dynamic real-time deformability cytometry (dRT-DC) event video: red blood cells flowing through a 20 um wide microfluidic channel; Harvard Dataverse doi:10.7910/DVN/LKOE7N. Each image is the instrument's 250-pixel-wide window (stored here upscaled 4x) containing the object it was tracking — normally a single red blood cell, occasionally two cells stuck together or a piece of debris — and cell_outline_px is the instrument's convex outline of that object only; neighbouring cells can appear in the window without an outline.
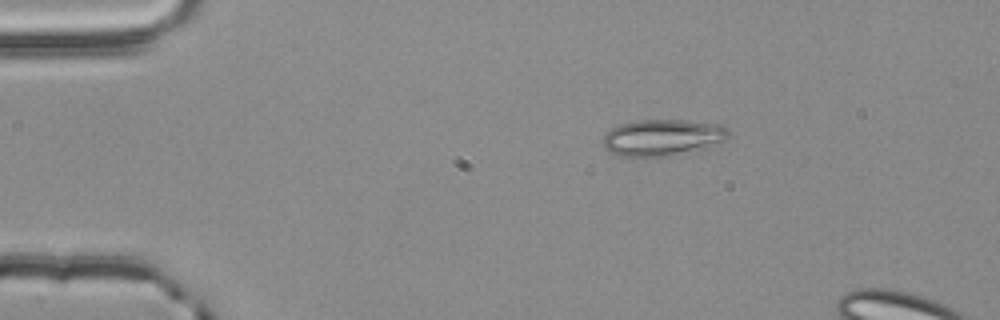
{"species": "common noctule bat (a hibernating species)", "species_latin": "Nyctalus noctula", "temperature_condition": "room temperature", "stored_images_in_passage": 9, "camera_frame_rate_fps": 3000, "um_per_image_px": 0.085, "animal": {"sex": "male", "body_mass_g": 20.4}, "frame": {"image": 1, "passage_image": 2, "time_ms": 0.333, "image_size_px": [1000, 320], "cell_outline_px": [[728, 136], [724, 140], [708, 148], [668, 156], [620, 156], [604, 148], [600, 144], [604, 136], [612, 128], [620, 124], [636, 120], [680, 120], [720, 124], [728, 128]], "centroid_in_image_um": [56.3, 11.69], "position_along_channel_um": 28.7, "area_um2": 26.7}}